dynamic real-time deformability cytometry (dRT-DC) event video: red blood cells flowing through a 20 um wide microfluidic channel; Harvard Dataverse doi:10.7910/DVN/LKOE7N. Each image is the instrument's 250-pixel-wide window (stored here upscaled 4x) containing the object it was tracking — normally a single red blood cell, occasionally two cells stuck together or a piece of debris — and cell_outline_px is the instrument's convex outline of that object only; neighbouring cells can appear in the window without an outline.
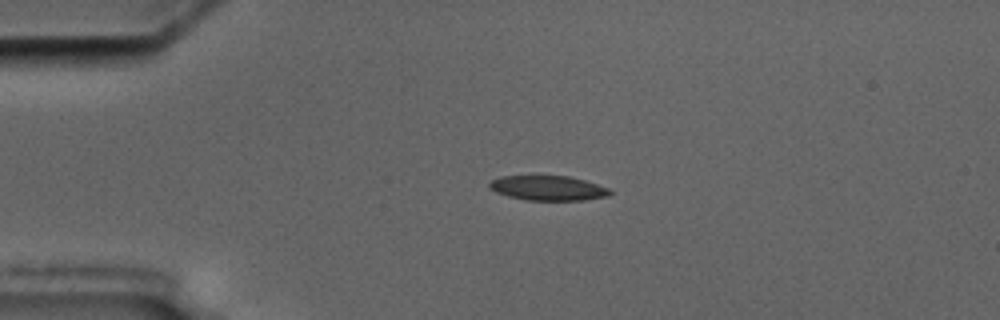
{"species": "common noctule bat (a hibernating species)", "species_latin": "Nyctalus noctula", "temperature_condition": "cold", "stored_images_in_passage": 3, "camera_frame_rate_fps": 3000, "um_per_image_px": 0.085, "animal": {"sex": "male", "body_mass_g": 17.5, "forearm_length_mm": 52.3}, "frame": {"image": 1, "passage_image": 1, "time_ms": 0.0, "image_size_px": [1000, 320], "cell_outline_px": [[612, 192], [608, 196], [584, 200], [524, 200], [508, 196], [496, 192], [488, 188], [488, 184], [492, 180], [500, 176], [568, 176], [584, 180], [612, 188]], "centroid_in_image_um": [46.6, 15.99], "position_along_channel_um": 38.4, "area_um2": 17.51}}
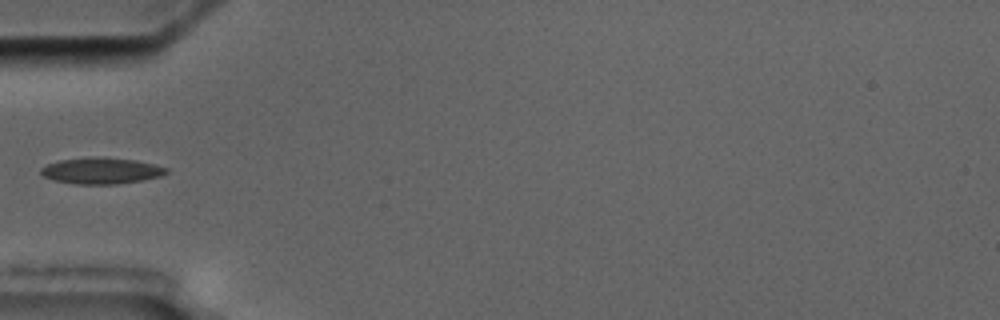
{"frame": {"image": 2, "passage_image": 3, "time_ms": 2.0, "image_size_px": [1000, 320], "cell_outline_px": [[168, 172], [160, 176], [140, 180], [116, 184], [76, 184], [52, 180], [44, 176], [40, 172], [40, 168], [48, 164], [60, 160], [92, 156], [100, 156], [136, 160], [156, 164], [168, 168]], "centroid_in_image_um": [8.6, 14.5], "position_along_channel_um": 76.4, "area_um2": 19.31}}